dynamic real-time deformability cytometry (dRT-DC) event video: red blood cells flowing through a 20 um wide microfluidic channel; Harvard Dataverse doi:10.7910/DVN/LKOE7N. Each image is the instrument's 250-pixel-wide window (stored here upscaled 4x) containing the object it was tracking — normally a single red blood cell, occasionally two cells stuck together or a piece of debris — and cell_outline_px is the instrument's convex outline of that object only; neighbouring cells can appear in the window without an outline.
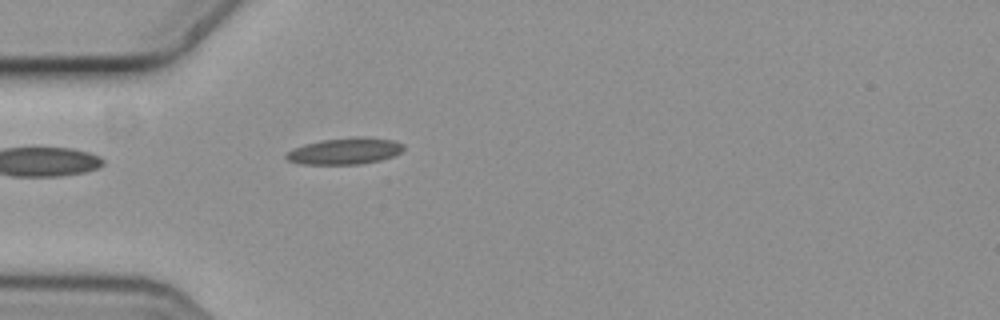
{"species": "common noctule bat (a hibernating species)", "species_latin": "Nyctalus noctula", "temperature_condition": "cold", "stored_images_in_passage": 5, "camera_frame_rate_fps": 3000, "um_per_image_px": 0.085, "animal": {"sex": "female", "body_mass_g": 19.3, "forearm_length_mm": 54.1}, "frame": {"image": 1, "passage_image": 5, "time_ms": 1.333, "image_size_px": [1000, 320], "cell_outline_px": [[404, 148], [400, 152], [392, 156], [380, 160], [360, 164], [300, 164], [288, 160], [284, 156], [292, 148], [304, 144], [324, 140], [356, 136], [364, 136], [392, 140], [404, 144]], "centroid_in_image_um": [29.31, 12.83], "position_along_channel_um": 55.7, "area_um2": 18.09}}